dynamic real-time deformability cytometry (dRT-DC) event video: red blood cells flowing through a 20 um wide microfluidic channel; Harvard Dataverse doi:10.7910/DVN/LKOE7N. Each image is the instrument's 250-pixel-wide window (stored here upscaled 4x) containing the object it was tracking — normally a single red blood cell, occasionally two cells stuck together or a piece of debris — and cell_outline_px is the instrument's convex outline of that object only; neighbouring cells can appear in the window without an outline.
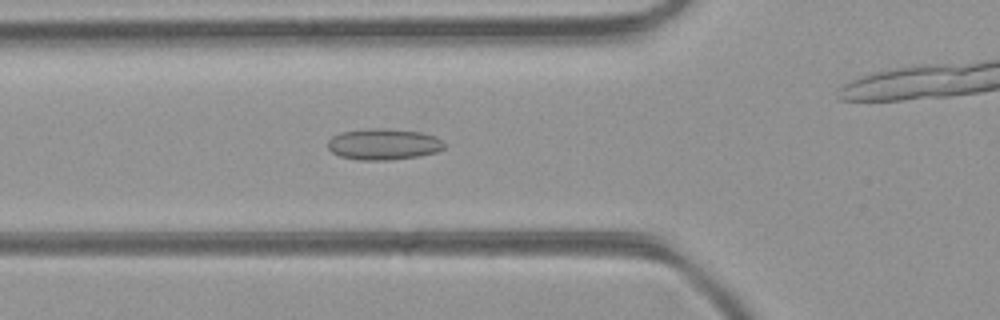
{"species": "common noctule bat (a hibernating species)", "species_latin": "Nyctalus noctula", "temperature_condition": "room temperature", "stored_images_in_passage": 47, "camera_frame_rate_fps": 3000, "um_per_image_px": 0.085, "animal": {"sex": "female", "body_mass_g": 21.9}, "frame": {"image": 1, "passage_image": 16, "time_ms": 5.0, "image_size_px": [1000, 320], "cell_outline_px": [[444, 148], [436, 152], [420, 156], [388, 160], [356, 160], [340, 156], [332, 152], [328, 148], [328, 140], [332, 136], [340, 132], [368, 128], [384, 128], [420, 132], [436, 136], [444, 144]], "centroid_in_image_um": [32.57, 12.26], "position_along_channel_um": 93.2, "area_um2": 21.27}}
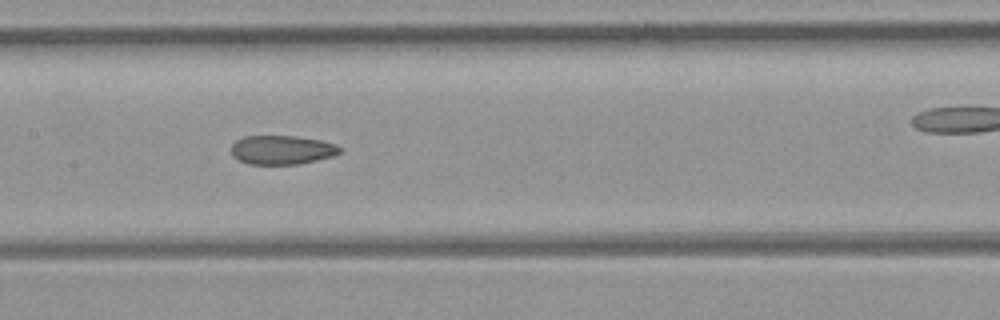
{"frame": {"image": 2, "passage_image": 22, "time_ms": 7.0, "image_size_px": [1000, 320], "cell_outline_px": [[344, 152], [332, 156], [300, 164], [248, 164], [232, 156], [232, 144], [236, 140], [244, 136], [296, 136], [320, 140], [336, 144]], "centroid_in_image_um": [23.98, 12.74], "position_along_channel_um": 183.4, "area_um2": 18.38}}
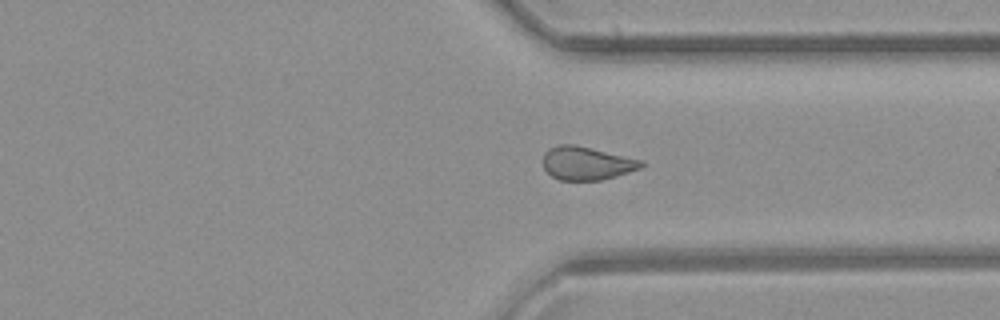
{"frame": {"image": 3, "passage_image": 34, "time_ms": 11.0, "image_size_px": [1000, 320], "cell_outline_px": [[644, 164], [640, 168], [616, 176], [600, 180], [560, 180], [552, 176], [544, 168], [544, 152], [548, 148], [560, 144], [576, 144], [640, 160]], "centroid_in_image_um": [49.82, 13.87], "position_along_channel_um": 361.6, "area_um2": 18.84}, "authors_computed_cell_mechanics": {"area_um2": 19.8832, "velocity_mm_per_s": 4.4609, "shape_relaxation_time_tau1_ms": null, "shape_relaxation_time_tau2_ms": 2.7662, "deformation_change_tau1": null, "deformation_change_tau2": 0.0895}}